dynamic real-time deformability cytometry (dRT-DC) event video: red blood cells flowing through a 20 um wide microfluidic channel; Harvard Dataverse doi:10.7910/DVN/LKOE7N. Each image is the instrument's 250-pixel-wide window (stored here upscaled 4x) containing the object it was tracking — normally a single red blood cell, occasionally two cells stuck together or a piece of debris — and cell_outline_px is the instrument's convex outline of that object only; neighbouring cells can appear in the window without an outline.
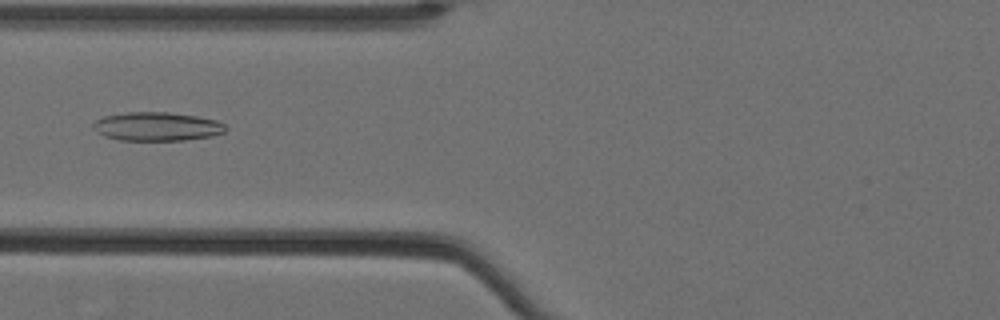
{"species": "Egyptian fruit bat (a non-hibernating species)", "species_latin": "Rousettus aegyptiacus", "temperature_condition": "cold", "stored_images_in_passage": 38, "camera_frame_rate_fps": 3000, "um_per_image_px": 0.085, "animal": {"sex": "female"}, "frame": {"image": 1, "passage_image": 6, "time_ms": 1.667, "image_size_px": [1000, 320], "cell_outline_px": [[228, 128], [224, 132], [212, 136], [184, 140], [120, 140], [104, 136], [96, 132], [92, 128], [92, 124], [96, 120], [104, 116], [128, 112], [168, 112], [196, 116], [216, 120], [224, 124]], "centroid_in_image_um": [13.33, 10.75], "position_along_channel_um": 112.5, "area_um2": 22.2}}
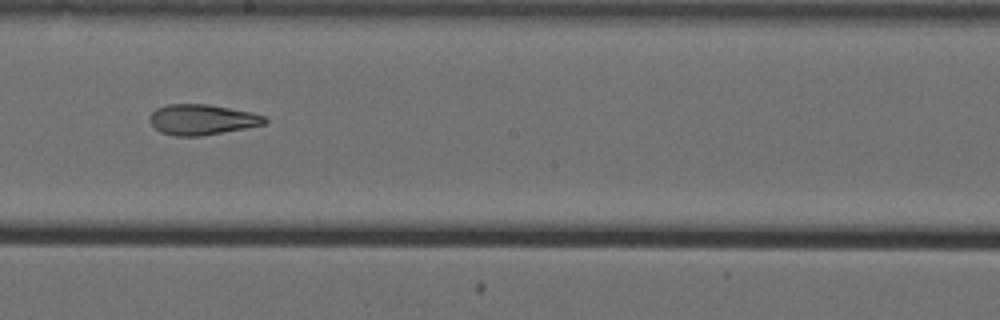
{"frame": {"image": 2, "passage_image": 16, "time_ms": 5.0, "image_size_px": [1000, 320], "cell_outline_px": [[268, 120], [264, 124], [244, 128], [200, 136], [176, 136], [160, 132], [148, 120], [148, 116], [156, 108], [168, 104], [208, 104], [252, 112], [264, 116]], "centroid_in_image_um": [17.14, 10.15], "position_along_channel_um": 231.1, "area_um2": 20.35}}
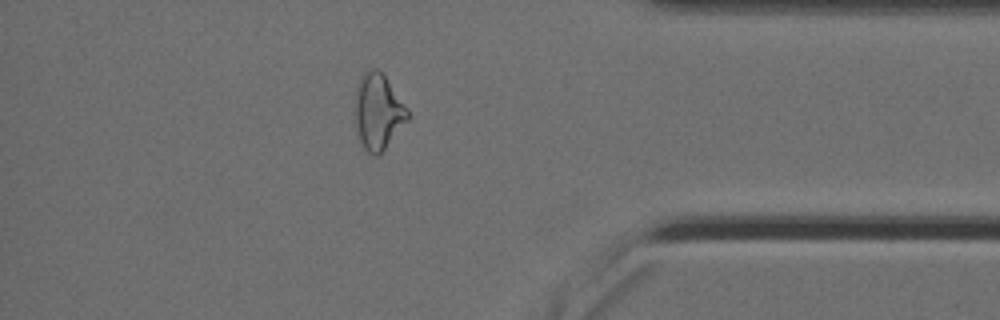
{"frame": {"image": 3, "passage_image": 32, "time_ms": 10.333, "image_size_px": [1000, 320], "cell_outline_px": [[408, 120], [380, 156], [372, 156], [360, 144], [356, 124], [356, 88], [360, 80], [372, 68], [376, 68], [384, 76], [408, 108]], "centroid_in_image_um": [32.16, 9.58], "position_along_channel_um": 403.0, "area_um2": 22.89}, "authors_computed_cell_mechanics": {"area_um2": 21.0681, "velocity_mm_per_s": 3.5275, "shape_relaxation_time_tau1_ms": null, "shape_relaxation_time_tau2_ms": 3.4643, "deformation_change_tau1": null, "deformation_change_tau2": 0.1206}}